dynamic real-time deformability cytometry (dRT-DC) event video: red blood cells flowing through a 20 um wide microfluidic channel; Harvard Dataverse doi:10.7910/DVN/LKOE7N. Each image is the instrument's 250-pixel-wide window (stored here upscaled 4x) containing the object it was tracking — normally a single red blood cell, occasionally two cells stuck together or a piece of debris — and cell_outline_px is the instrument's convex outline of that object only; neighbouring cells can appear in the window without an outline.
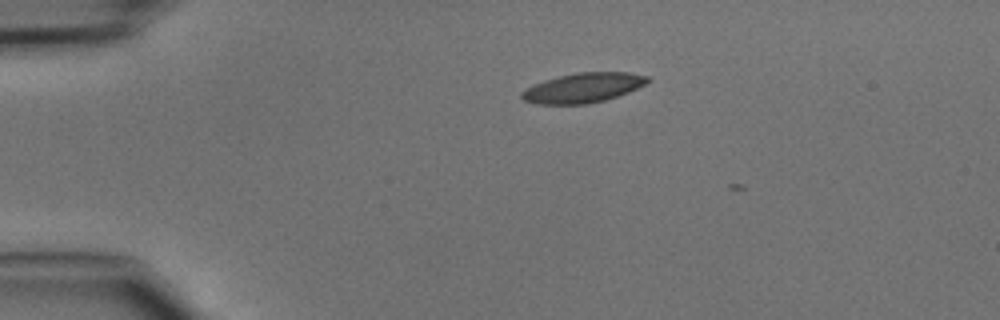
{"species": "common noctule bat (a hibernating species)", "species_latin": "Nyctalus noctula", "temperature_condition": "cold", "stored_images_in_passage": 2, "camera_frame_rate_fps": 3000, "um_per_image_px": 0.085, "animal": {"sex": "male", "body_mass_g": 15.6}, "frame": {"image": 1, "passage_image": 1, "time_ms": 0.0, "image_size_px": [1000, 320], "cell_outline_px": [[652, 80], [628, 92], [604, 100], [588, 104], [536, 104], [524, 100], [520, 96], [520, 92], [544, 80], [576, 72], [628, 72], [648, 76]], "centroid_in_image_um": [49.57, 7.46], "position_along_channel_um": 35.4, "area_um2": 21.62}}